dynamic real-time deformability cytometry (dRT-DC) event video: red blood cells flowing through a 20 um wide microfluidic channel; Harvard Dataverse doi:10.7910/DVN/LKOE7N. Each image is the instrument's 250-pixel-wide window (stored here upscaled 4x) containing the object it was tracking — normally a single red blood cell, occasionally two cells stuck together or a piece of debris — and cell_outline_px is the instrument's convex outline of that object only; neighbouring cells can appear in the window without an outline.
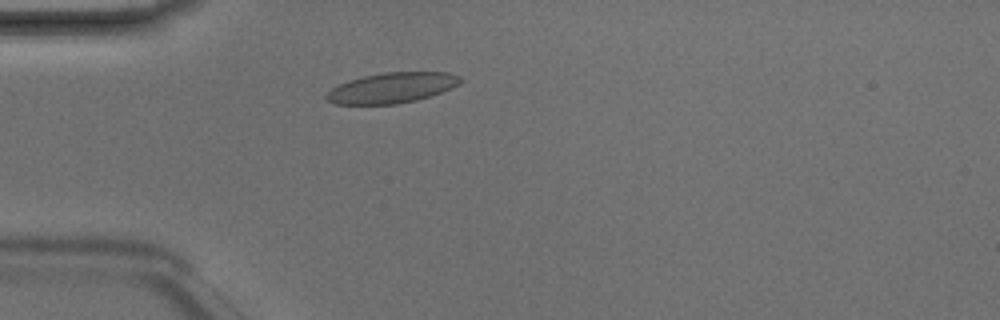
{"species": "Egyptian fruit bat (a non-hibernating species)", "species_latin": "Rousettus aegyptiacus", "temperature_condition": "room temperature", "stored_images_in_passage": 2, "camera_frame_rate_fps": 3000, "um_per_image_px": 0.085, "animal": {"sex": "male"}, "frame": {"image": 1, "passage_image": 2, "time_ms": 0.333, "image_size_px": [1000, 320], "cell_outline_px": [[464, 80], [460, 84], [452, 88], [416, 100], [396, 104], [332, 104], [324, 96], [332, 88], [348, 80], [364, 76], [384, 72], [448, 72], [460, 76]], "centroid_in_image_um": [33.32, 7.46], "position_along_channel_um": 51.7, "area_um2": 23.7}}